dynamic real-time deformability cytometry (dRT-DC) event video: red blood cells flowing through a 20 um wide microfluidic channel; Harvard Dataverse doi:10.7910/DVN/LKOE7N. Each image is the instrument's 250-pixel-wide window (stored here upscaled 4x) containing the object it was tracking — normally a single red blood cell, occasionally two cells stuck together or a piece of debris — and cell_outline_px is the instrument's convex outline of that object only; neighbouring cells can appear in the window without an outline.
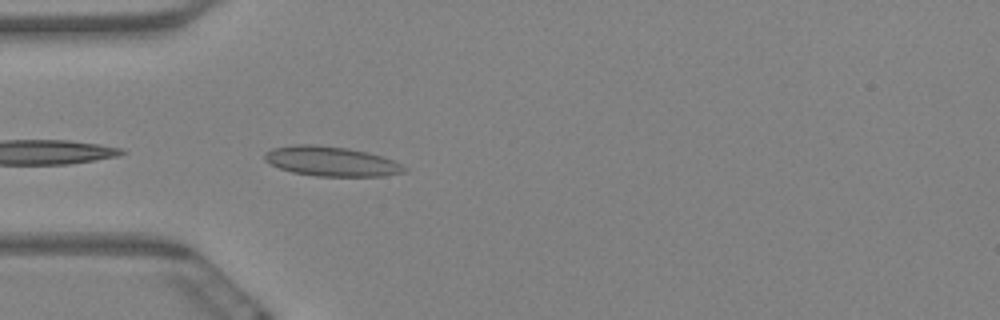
{"species": "Egyptian fruit bat (a non-hibernating species)", "species_latin": "Rousettus aegyptiacus", "temperature_condition": "warm", "stored_images_in_passage": 5, "camera_frame_rate_fps": 3000, "um_per_image_px": 0.085, "animal": {"sex": "female"}, "frame": {"image": 1, "passage_image": 5, "time_ms": 1.333, "image_size_px": [1000, 320], "cell_outline_px": [[408, 172], [384, 176], [316, 176], [292, 172], [280, 168], [264, 160], [264, 152], [272, 148], [296, 144], [316, 144], [348, 148], [368, 152], [384, 156], [408, 168]], "centroid_in_image_um": [28.18, 13.71], "position_along_channel_um": 56.8, "area_um2": 24.39}}